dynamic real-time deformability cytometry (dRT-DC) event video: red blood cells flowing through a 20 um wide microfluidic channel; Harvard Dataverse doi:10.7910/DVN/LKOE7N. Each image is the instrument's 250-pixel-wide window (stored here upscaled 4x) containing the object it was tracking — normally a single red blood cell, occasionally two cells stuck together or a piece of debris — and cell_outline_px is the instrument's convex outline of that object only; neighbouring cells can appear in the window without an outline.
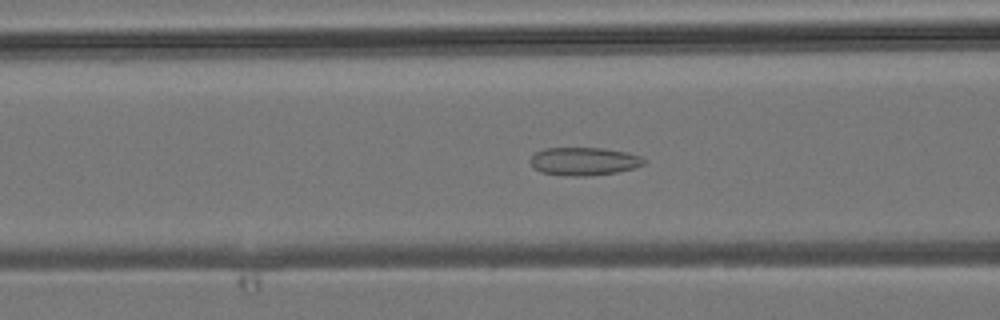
{"species": "common noctule bat (a hibernating species)", "species_latin": "Nyctalus noctula", "temperature_condition": "room temperature", "stored_images_in_passage": 39, "camera_frame_rate_fps": 3000, "um_per_image_px": 0.085, "animal": {"sex": "male", "body_mass_g": 19.2, "forearm_length_mm": 51.8}, "frame": {"image": 1, "passage_image": 11, "time_ms": 3.333, "image_size_px": [1000, 320], "cell_outline_px": [[644, 164], [632, 168], [616, 172], [584, 176], [576, 176], [544, 172], [536, 168], [532, 164], [532, 156], [536, 152], [544, 148], [600, 148], [624, 152], [640, 156], [644, 160]], "centroid_in_image_um": [49.64, 13.7], "position_along_channel_um": 117.0, "area_um2": 17.92}}
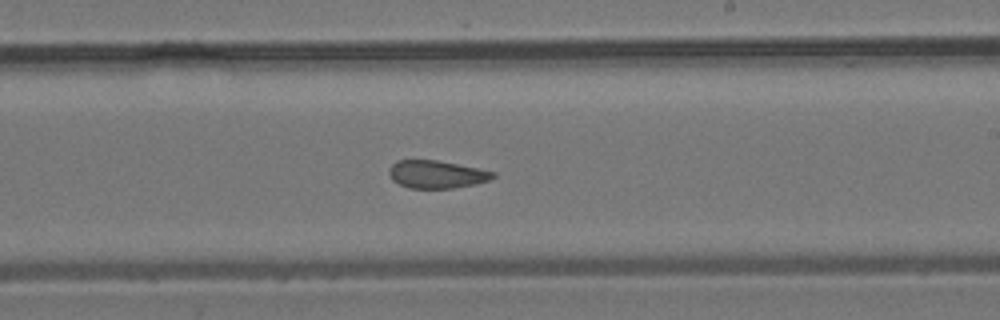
{"frame": {"image": 2, "passage_image": 20, "time_ms": 6.333, "image_size_px": [1000, 320], "cell_outline_px": [[496, 176], [488, 180], [472, 184], [452, 188], [408, 188], [392, 180], [388, 172], [388, 168], [396, 160], [436, 160], [496, 172]], "centroid_in_image_um": [37.06, 14.81], "position_along_channel_um": 251.9, "area_um2": 16.65}}
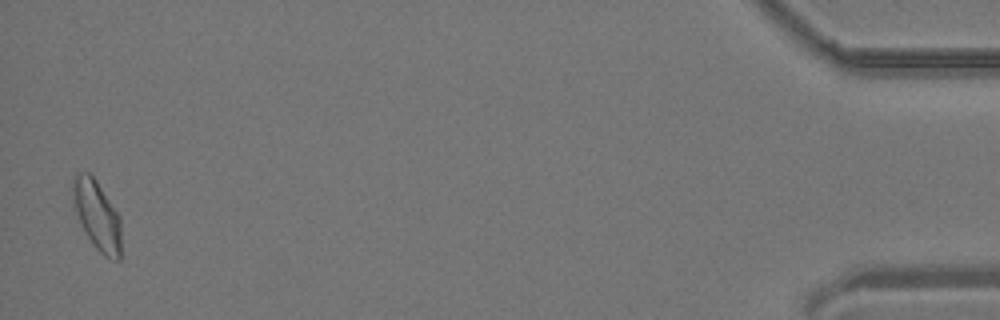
{"frame": {"image": 3, "passage_image": 38, "time_ms": 12.333, "image_size_px": [1000, 320], "cell_outline_px": [[120, 260], [116, 260], [104, 256], [96, 248], [88, 236], [80, 220], [76, 208], [72, 188], [72, 180], [80, 172], [88, 172], [96, 180], [120, 216]], "centroid_in_image_um": [8.28, 18.3], "position_along_channel_um": 426.9, "area_um2": 18.9}}